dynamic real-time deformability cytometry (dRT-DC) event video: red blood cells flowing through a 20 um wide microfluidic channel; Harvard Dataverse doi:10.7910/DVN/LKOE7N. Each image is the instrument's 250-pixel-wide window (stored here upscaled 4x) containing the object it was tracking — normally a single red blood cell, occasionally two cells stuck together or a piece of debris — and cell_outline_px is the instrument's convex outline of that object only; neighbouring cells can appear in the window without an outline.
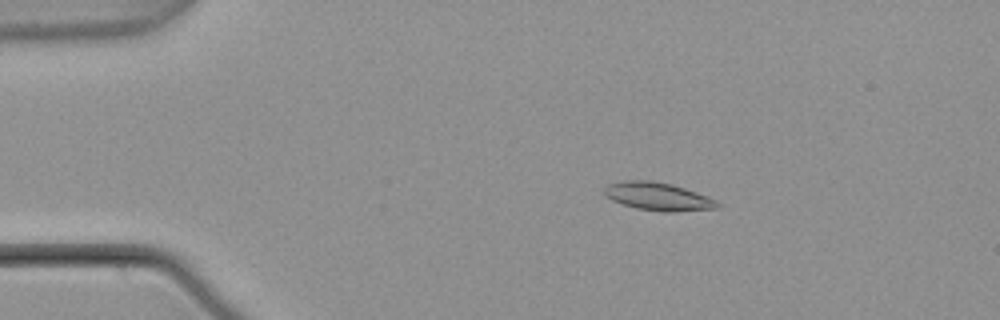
{"species": "common noctule bat (a hibernating species)", "species_latin": "Nyctalus noctula", "temperature_condition": "warm", "stored_images_in_passage": 5, "camera_frame_rate_fps": 3000, "um_per_image_px": 0.085, "animal": {"sex": "male", "body_mass_g": 21.5, "forearm_length_mm": 52.0}, "frame": {"image": 1, "passage_image": 3, "time_ms": 0.667, "image_size_px": [1000, 320], "cell_outline_px": [[724, 204], [720, 208], [676, 212], [664, 212], [636, 208], [612, 200], [604, 196], [604, 188], [608, 184], [624, 180], [648, 180], [672, 184], [708, 196]], "centroid_in_image_um": [55.98, 16.71], "position_along_channel_um": 29.0, "area_um2": 18.67}}
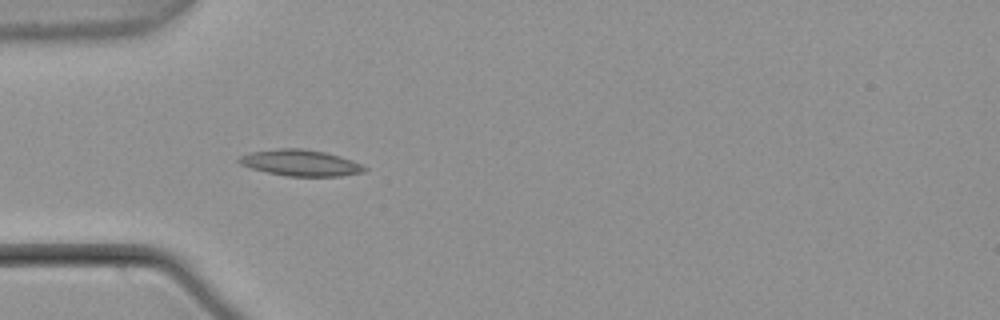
{"frame": {"image": 2, "passage_image": 5, "time_ms": 1.333, "image_size_px": [1000, 320], "cell_outline_px": [[368, 168], [364, 172], [340, 176], [288, 176], [268, 172], [252, 168], [240, 164], [236, 160], [240, 156], [252, 152], [280, 148], [300, 148], [324, 152], [340, 156], [352, 160]], "centroid_in_image_um": [25.55, 13.84], "position_along_channel_um": 59.4, "area_um2": 18.96}}